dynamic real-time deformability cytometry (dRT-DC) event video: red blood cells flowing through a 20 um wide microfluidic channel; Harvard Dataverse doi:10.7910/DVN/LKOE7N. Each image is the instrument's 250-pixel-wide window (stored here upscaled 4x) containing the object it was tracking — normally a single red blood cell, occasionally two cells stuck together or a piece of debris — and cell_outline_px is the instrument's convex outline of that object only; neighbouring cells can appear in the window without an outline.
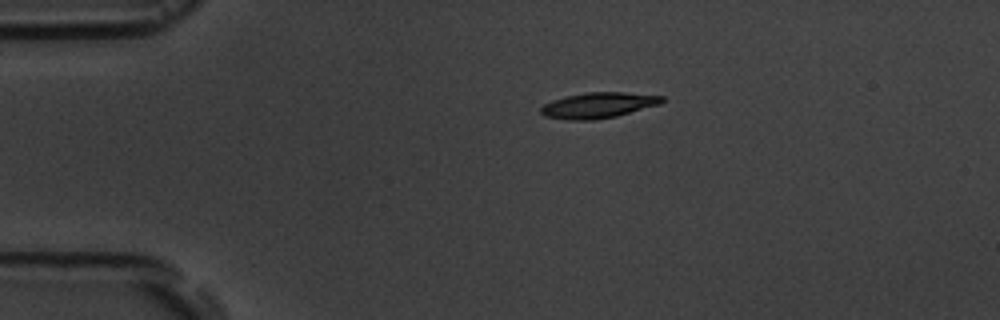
{"species": "common noctule bat (a hibernating species)", "species_latin": "Nyctalus noctula", "temperature_condition": "room temperature", "stored_images_in_passage": 5, "camera_frame_rate_fps": 3000, "um_per_image_px": 0.085, "animal": {"sex": "male", "body_mass_g": 19.5, "forearm_length_mm": 54.6}, "frame": {"image": 1, "passage_image": 5, "time_ms": 5.333, "image_size_px": [1000, 320], "cell_outline_px": [[664, 100], [660, 104], [616, 116], [592, 120], [568, 120], [544, 116], [540, 112], [540, 108], [544, 104], [552, 100], [564, 96], [588, 92], [624, 92], [664, 96]], "centroid_in_image_um": [50.83, 8.94], "position_along_channel_um": 34.2, "area_um2": 18.09}}